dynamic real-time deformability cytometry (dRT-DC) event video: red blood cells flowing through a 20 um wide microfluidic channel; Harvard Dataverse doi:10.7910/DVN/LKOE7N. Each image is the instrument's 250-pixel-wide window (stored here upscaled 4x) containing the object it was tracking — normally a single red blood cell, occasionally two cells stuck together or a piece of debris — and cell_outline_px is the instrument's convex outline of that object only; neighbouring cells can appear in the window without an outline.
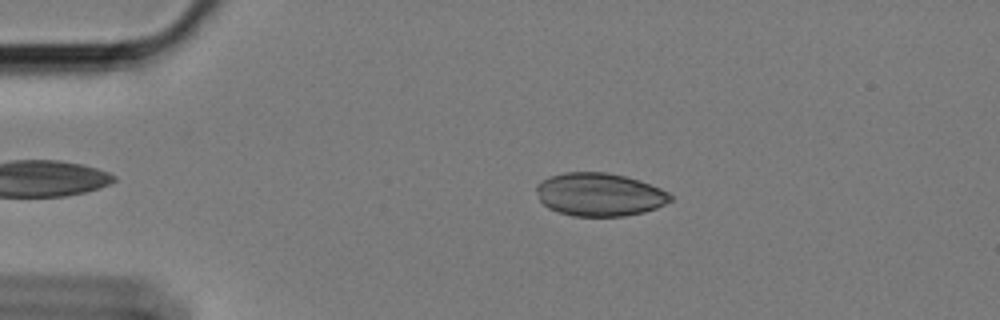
{"species": "Egyptian fruit bat (a non-hibernating species)", "species_latin": "Rousettus aegyptiacus", "temperature_condition": "cold", "stored_images_in_passage": 51, "camera_frame_rate_fps": 3000, "um_per_image_px": 0.085, "animal": {"sex": "female"}, "frame": {"image": 1, "passage_image": 11, "time_ms": 3.333, "image_size_px": [1000, 320], "cell_outline_px": [[672, 200], [656, 208], [644, 212], [624, 216], [572, 216], [556, 212], [548, 208], [540, 200], [536, 192], [536, 184], [548, 176], [564, 172], [604, 172], [624, 176], [640, 180], [660, 188], [668, 192], [672, 196]], "centroid_in_image_um": [50.93, 16.53], "position_along_channel_um": 34.1, "area_um2": 33.87}}
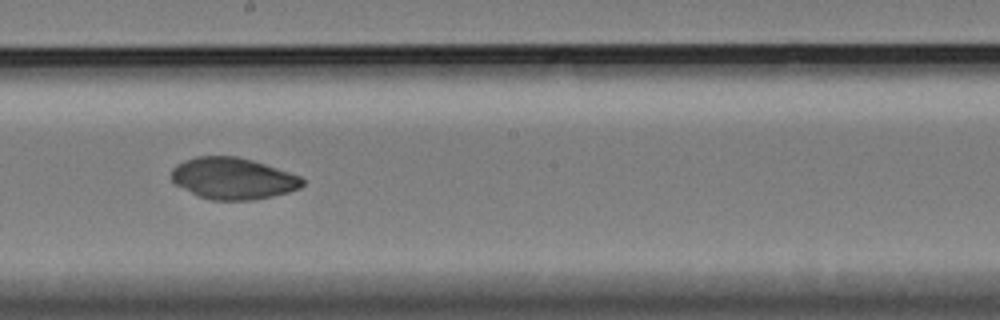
{"frame": {"image": 2, "passage_image": 32, "time_ms": 10.333, "image_size_px": [1000, 320], "cell_outline_px": [[304, 184], [300, 188], [288, 192], [272, 196], [252, 200], [212, 200], [200, 196], [176, 184], [172, 180], [172, 168], [176, 164], [184, 160], [196, 156], [236, 156], [252, 160], [300, 176], [304, 180]], "centroid_in_image_um": [19.8, 15.16], "position_along_channel_um": 228.4, "area_um2": 31.44}}
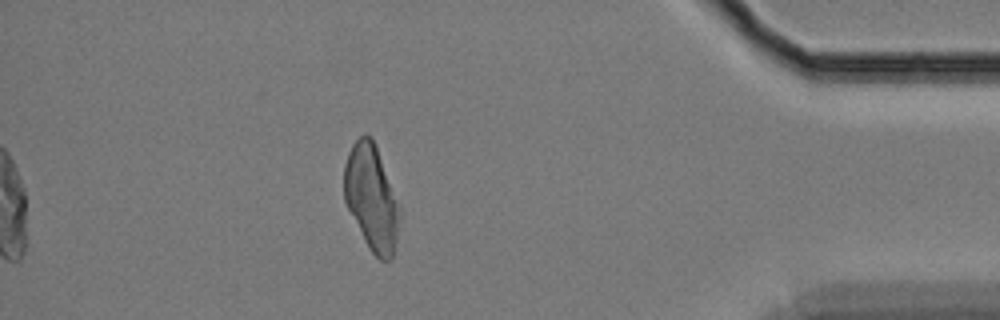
{"frame": {"image": 3, "passage_image": 51, "time_ms": 16.667, "image_size_px": [1000, 320], "cell_outline_px": [[400, 216], [396, 240], [392, 260], [380, 260], [372, 252], [364, 240], [344, 200], [344, 164], [348, 152], [352, 144], [360, 136], [372, 136], [400, 208]], "centroid_in_image_um": [31.57, 16.81], "position_along_channel_um": 403.6, "area_um2": 33.64}}